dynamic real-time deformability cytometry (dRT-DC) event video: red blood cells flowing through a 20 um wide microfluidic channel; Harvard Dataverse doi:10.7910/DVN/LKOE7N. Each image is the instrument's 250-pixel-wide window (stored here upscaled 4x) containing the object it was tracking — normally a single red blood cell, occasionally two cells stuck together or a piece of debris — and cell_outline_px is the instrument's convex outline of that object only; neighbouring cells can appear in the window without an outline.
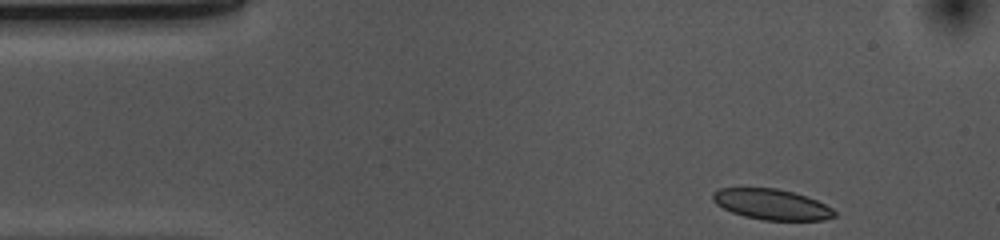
{"species": "common noctule bat (a hibernating species)", "species_latin": "Nyctalus noctula", "temperature_condition": "cold", "stored_images_in_passage": 37, "camera_frame_rate_fps": 3000, "um_per_image_px": 0.085, "animal": {"sex": "female", "body_mass_g": 10.0, "forearm_length_mm": 53.1}, "frame": {"image": 1, "passage_image": 1, "time_ms": 0.0, "image_size_px": [1000, 240], "cell_outline_px": [[836, 216], [824, 220], [764, 220], [744, 216], [732, 212], [716, 204], [712, 200], [712, 192], [720, 188], [776, 188], [792, 192], [816, 200], [832, 208], [836, 212]], "centroid_in_image_um": [65.57, 17.37], "position_along_channel_um": 19.4, "area_um2": 21.56}}
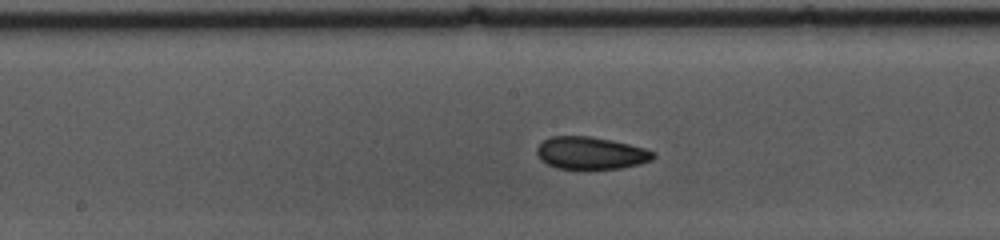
{"frame": {"image": 2, "passage_image": 21, "time_ms": 6.667, "image_size_px": [1000, 240], "cell_outline_px": [[656, 156], [652, 160], [640, 164], [620, 168], [556, 168], [540, 160], [536, 152], [536, 148], [544, 140], [552, 136], [592, 136], [612, 140], [644, 148], [656, 152]], "centroid_in_image_um": [50.23, 13.0], "position_along_channel_um": 198.0, "area_um2": 21.91}}
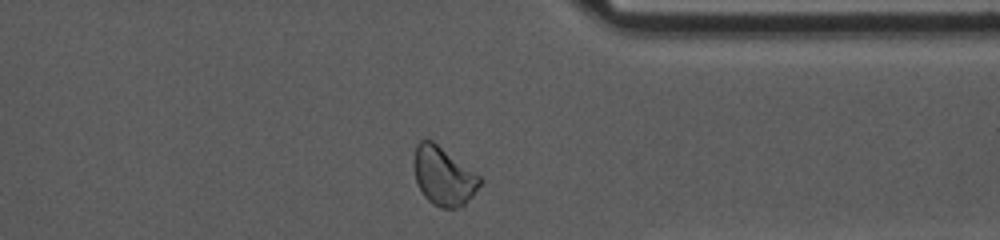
{"frame": {"image": 3, "passage_image": 36, "time_ms": 11.667, "image_size_px": [1000, 240], "cell_outline_px": [[484, 180], [472, 196], [464, 204], [456, 208], [440, 208], [432, 204], [424, 196], [416, 180], [412, 164], [416, 144], [420, 140], [432, 140], [480, 176]], "centroid_in_image_um": [37.68, 14.97], "position_along_channel_um": 373.7, "area_um2": 22.48}, "authors_computed_cell_mechanics": {"area_um2": 22.1374, "velocity_mm_per_s": 3.6614, "shape_relaxation_time_tau1_ms": 4.22, "shape_relaxation_time_tau2_ms": 1.9689, "deformation_change_tau1": 0.1038, "deformation_change_tau2": 0.0568}}